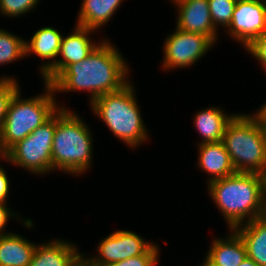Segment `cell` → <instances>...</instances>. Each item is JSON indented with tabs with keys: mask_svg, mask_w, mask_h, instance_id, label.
Returning <instances> with one entry per match:
<instances>
[{
	"mask_svg": "<svg viewBox=\"0 0 266 266\" xmlns=\"http://www.w3.org/2000/svg\"><path fill=\"white\" fill-rule=\"evenodd\" d=\"M154 243L128 230H118L100 241L98 256L87 257L92 266H104L144 254Z\"/></svg>",
	"mask_w": 266,
	"mask_h": 266,
	"instance_id": "cell-9",
	"label": "cell"
},
{
	"mask_svg": "<svg viewBox=\"0 0 266 266\" xmlns=\"http://www.w3.org/2000/svg\"><path fill=\"white\" fill-rule=\"evenodd\" d=\"M9 179L6 174V170L0 166V202L7 203L9 197Z\"/></svg>",
	"mask_w": 266,
	"mask_h": 266,
	"instance_id": "cell-28",
	"label": "cell"
},
{
	"mask_svg": "<svg viewBox=\"0 0 266 266\" xmlns=\"http://www.w3.org/2000/svg\"><path fill=\"white\" fill-rule=\"evenodd\" d=\"M177 25L179 30L207 36L214 44L218 30L212 24L208 0H175Z\"/></svg>",
	"mask_w": 266,
	"mask_h": 266,
	"instance_id": "cell-12",
	"label": "cell"
},
{
	"mask_svg": "<svg viewBox=\"0 0 266 266\" xmlns=\"http://www.w3.org/2000/svg\"><path fill=\"white\" fill-rule=\"evenodd\" d=\"M82 117L60 107L52 143V170L82 175L92 164L93 136Z\"/></svg>",
	"mask_w": 266,
	"mask_h": 266,
	"instance_id": "cell-3",
	"label": "cell"
},
{
	"mask_svg": "<svg viewBox=\"0 0 266 266\" xmlns=\"http://www.w3.org/2000/svg\"><path fill=\"white\" fill-rule=\"evenodd\" d=\"M209 195L229 229L266 214V176L236 172L208 183Z\"/></svg>",
	"mask_w": 266,
	"mask_h": 266,
	"instance_id": "cell-2",
	"label": "cell"
},
{
	"mask_svg": "<svg viewBox=\"0 0 266 266\" xmlns=\"http://www.w3.org/2000/svg\"><path fill=\"white\" fill-rule=\"evenodd\" d=\"M236 172L266 176V131L251 114H236L223 140Z\"/></svg>",
	"mask_w": 266,
	"mask_h": 266,
	"instance_id": "cell-5",
	"label": "cell"
},
{
	"mask_svg": "<svg viewBox=\"0 0 266 266\" xmlns=\"http://www.w3.org/2000/svg\"><path fill=\"white\" fill-rule=\"evenodd\" d=\"M17 214H15L12 209L8 208L7 203H1L0 202V235L1 234H7V231H5V226H7V222L9 218L16 217Z\"/></svg>",
	"mask_w": 266,
	"mask_h": 266,
	"instance_id": "cell-27",
	"label": "cell"
},
{
	"mask_svg": "<svg viewBox=\"0 0 266 266\" xmlns=\"http://www.w3.org/2000/svg\"><path fill=\"white\" fill-rule=\"evenodd\" d=\"M236 114H226L220 107L212 106L195 113L194 126L201 134L203 143H217L223 140L227 124Z\"/></svg>",
	"mask_w": 266,
	"mask_h": 266,
	"instance_id": "cell-17",
	"label": "cell"
},
{
	"mask_svg": "<svg viewBox=\"0 0 266 266\" xmlns=\"http://www.w3.org/2000/svg\"><path fill=\"white\" fill-rule=\"evenodd\" d=\"M245 50L261 63L262 69L266 72V32L257 37Z\"/></svg>",
	"mask_w": 266,
	"mask_h": 266,
	"instance_id": "cell-26",
	"label": "cell"
},
{
	"mask_svg": "<svg viewBox=\"0 0 266 266\" xmlns=\"http://www.w3.org/2000/svg\"><path fill=\"white\" fill-rule=\"evenodd\" d=\"M32 243L16 233L0 235V266H28L36 249Z\"/></svg>",
	"mask_w": 266,
	"mask_h": 266,
	"instance_id": "cell-19",
	"label": "cell"
},
{
	"mask_svg": "<svg viewBox=\"0 0 266 266\" xmlns=\"http://www.w3.org/2000/svg\"><path fill=\"white\" fill-rule=\"evenodd\" d=\"M265 104L261 105L259 110L254 112L255 114H251L258 122V124L266 130V102Z\"/></svg>",
	"mask_w": 266,
	"mask_h": 266,
	"instance_id": "cell-29",
	"label": "cell"
},
{
	"mask_svg": "<svg viewBox=\"0 0 266 266\" xmlns=\"http://www.w3.org/2000/svg\"><path fill=\"white\" fill-rule=\"evenodd\" d=\"M227 31L244 48L266 32L264 0H237Z\"/></svg>",
	"mask_w": 266,
	"mask_h": 266,
	"instance_id": "cell-10",
	"label": "cell"
},
{
	"mask_svg": "<svg viewBox=\"0 0 266 266\" xmlns=\"http://www.w3.org/2000/svg\"><path fill=\"white\" fill-rule=\"evenodd\" d=\"M135 92L134 85L129 82L121 90L102 95L90 104L93 113L106 124L114 136L130 148L139 147L150 136Z\"/></svg>",
	"mask_w": 266,
	"mask_h": 266,
	"instance_id": "cell-4",
	"label": "cell"
},
{
	"mask_svg": "<svg viewBox=\"0 0 266 266\" xmlns=\"http://www.w3.org/2000/svg\"><path fill=\"white\" fill-rule=\"evenodd\" d=\"M126 59L105 39L78 63L68 65L51 83L56 93L88 91L90 104L107 93L121 90L129 83Z\"/></svg>",
	"mask_w": 266,
	"mask_h": 266,
	"instance_id": "cell-1",
	"label": "cell"
},
{
	"mask_svg": "<svg viewBox=\"0 0 266 266\" xmlns=\"http://www.w3.org/2000/svg\"><path fill=\"white\" fill-rule=\"evenodd\" d=\"M43 94L21 98L20 90L10 102L6 119L0 131L1 139L9 150L46 122L60 107L57 105L52 86L44 83Z\"/></svg>",
	"mask_w": 266,
	"mask_h": 266,
	"instance_id": "cell-6",
	"label": "cell"
},
{
	"mask_svg": "<svg viewBox=\"0 0 266 266\" xmlns=\"http://www.w3.org/2000/svg\"><path fill=\"white\" fill-rule=\"evenodd\" d=\"M81 254L73 243L54 239L47 244L36 245L28 266H70Z\"/></svg>",
	"mask_w": 266,
	"mask_h": 266,
	"instance_id": "cell-16",
	"label": "cell"
},
{
	"mask_svg": "<svg viewBox=\"0 0 266 266\" xmlns=\"http://www.w3.org/2000/svg\"><path fill=\"white\" fill-rule=\"evenodd\" d=\"M234 230L245 244L247 257L259 266H266V214L241 224Z\"/></svg>",
	"mask_w": 266,
	"mask_h": 266,
	"instance_id": "cell-18",
	"label": "cell"
},
{
	"mask_svg": "<svg viewBox=\"0 0 266 266\" xmlns=\"http://www.w3.org/2000/svg\"><path fill=\"white\" fill-rule=\"evenodd\" d=\"M198 148L197 165L202 171L205 170L204 172L209 176L211 175L207 180L208 183L236 173L230 155L222 141L198 144Z\"/></svg>",
	"mask_w": 266,
	"mask_h": 266,
	"instance_id": "cell-14",
	"label": "cell"
},
{
	"mask_svg": "<svg viewBox=\"0 0 266 266\" xmlns=\"http://www.w3.org/2000/svg\"><path fill=\"white\" fill-rule=\"evenodd\" d=\"M156 244V245H155ZM153 244L144 254L130 257L120 262L107 264L104 266H156L159 260V247Z\"/></svg>",
	"mask_w": 266,
	"mask_h": 266,
	"instance_id": "cell-25",
	"label": "cell"
},
{
	"mask_svg": "<svg viewBox=\"0 0 266 266\" xmlns=\"http://www.w3.org/2000/svg\"><path fill=\"white\" fill-rule=\"evenodd\" d=\"M71 34L62 36L61 46L55 64L42 76L50 84L68 65L78 63L88 57L101 43L91 41L90 34L95 30L75 25ZM60 58V59H59Z\"/></svg>",
	"mask_w": 266,
	"mask_h": 266,
	"instance_id": "cell-11",
	"label": "cell"
},
{
	"mask_svg": "<svg viewBox=\"0 0 266 266\" xmlns=\"http://www.w3.org/2000/svg\"><path fill=\"white\" fill-rule=\"evenodd\" d=\"M62 34L53 27L38 29L30 39L25 40V58L30 54L37 55L47 62L41 64L40 74L43 76L56 62L61 46ZM53 60V61H51ZM50 61V62H49Z\"/></svg>",
	"mask_w": 266,
	"mask_h": 266,
	"instance_id": "cell-15",
	"label": "cell"
},
{
	"mask_svg": "<svg viewBox=\"0 0 266 266\" xmlns=\"http://www.w3.org/2000/svg\"><path fill=\"white\" fill-rule=\"evenodd\" d=\"M40 0H0V13L5 17H20L33 10ZM27 12V13H26Z\"/></svg>",
	"mask_w": 266,
	"mask_h": 266,
	"instance_id": "cell-24",
	"label": "cell"
},
{
	"mask_svg": "<svg viewBox=\"0 0 266 266\" xmlns=\"http://www.w3.org/2000/svg\"><path fill=\"white\" fill-rule=\"evenodd\" d=\"M19 90L20 87L14 77H0V131L6 119L10 102Z\"/></svg>",
	"mask_w": 266,
	"mask_h": 266,
	"instance_id": "cell-23",
	"label": "cell"
},
{
	"mask_svg": "<svg viewBox=\"0 0 266 266\" xmlns=\"http://www.w3.org/2000/svg\"><path fill=\"white\" fill-rule=\"evenodd\" d=\"M212 24L227 29L231 23L237 0H208Z\"/></svg>",
	"mask_w": 266,
	"mask_h": 266,
	"instance_id": "cell-22",
	"label": "cell"
},
{
	"mask_svg": "<svg viewBox=\"0 0 266 266\" xmlns=\"http://www.w3.org/2000/svg\"><path fill=\"white\" fill-rule=\"evenodd\" d=\"M264 4H265V16H266V0H264Z\"/></svg>",
	"mask_w": 266,
	"mask_h": 266,
	"instance_id": "cell-33",
	"label": "cell"
},
{
	"mask_svg": "<svg viewBox=\"0 0 266 266\" xmlns=\"http://www.w3.org/2000/svg\"><path fill=\"white\" fill-rule=\"evenodd\" d=\"M56 129V112L30 135L8 150V161L20 168L45 175L52 170V143Z\"/></svg>",
	"mask_w": 266,
	"mask_h": 266,
	"instance_id": "cell-7",
	"label": "cell"
},
{
	"mask_svg": "<svg viewBox=\"0 0 266 266\" xmlns=\"http://www.w3.org/2000/svg\"><path fill=\"white\" fill-rule=\"evenodd\" d=\"M239 266H259L254 260L249 257H246Z\"/></svg>",
	"mask_w": 266,
	"mask_h": 266,
	"instance_id": "cell-32",
	"label": "cell"
},
{
	"mask_svg": "<svg viewBox=\"0 0 266 266\" xmlns=\"http://www.w3.org/2000/svg\"><path fill=\"white\" fill-rule=\"evenodd\" d=\"M8 153V149L5 147L0 135V158H2L3 161L5 160V162L8 161Z\"/></svg>",
	"mask_w": 266,
	"mask_h": 266,
	"instance_id": "cell-31",
	"label": "cell"
},
{
	"mask_svg": "<svg viewBox=\"0 0 266 266\" xmlns=\"http://www.w3.org/2000/svg\"><path fill=\"white\" fill-rule=\"evenodd\" d=\"M229 230L227 238L213 239L201 266H239L246 259L247 252L242 238L234 229Z\"/></svg>",
	"mask_w": 266,
	"mask_h": 266,
	"instance_id": "cell-13",
	"label": "cell"
},
{
	"mask_svg": "<svg viewBox=\"0 0 266 266\" xmlns=\"http://www.w3.org/2000/svg\"><path fill=\"white\" fill-rule=\"evenodd\" d=\"M214 43L199 33L179 30L168 34L164 42L163 70L192 66L212 49Z\"/></svg>",
	"mask_w": 266,
	"mask_h": 266,
	"instance_id": "cell-8",
	"label": "cell"
},
{
	"mask_svg": "<svg viewBox=\"0 0 266 266\" xmlns=\"http://www.w3.org/2000/svg\"><path fill=\"white\" fill-rule=\"evenodd\" d=\"M123 1L82 0L76 25L97 31L96 29H100L110 21Z\"/></svg>",
	"mask_w": 266,
	"mask_h": 266,
	"instance_id": "cell-20",
	"label": "cell"
},
{
	"mask_svg": "<svg viewBox=\"0 0 266 266\" xmlns=\"http://www.w3.org/2000/svg\"><path fill=\"white\" fill-rule=\"evenodd\" d=\"M25 57V39L0 28V65Z\"/></svg>",
	"mask_w": 266,
	"mask_h": 266,
	"instance_id": "cell-21",
	"label": "cell"
},
{
	"mask_svg": "<svg viewBox=\"0 0 266 266\" xmlns=\"http://www.w3.org/2000/svg\"><path fill=\"white\" fill-rule=\"evenodd\" d=\"M82 253L70 266H92L90 260Z\"/></svg>",
	"mask_w": 266,
	"mask_h": 266,
	"instance_id": "cell-30",
	"label": "cell"
}]
</instances>
